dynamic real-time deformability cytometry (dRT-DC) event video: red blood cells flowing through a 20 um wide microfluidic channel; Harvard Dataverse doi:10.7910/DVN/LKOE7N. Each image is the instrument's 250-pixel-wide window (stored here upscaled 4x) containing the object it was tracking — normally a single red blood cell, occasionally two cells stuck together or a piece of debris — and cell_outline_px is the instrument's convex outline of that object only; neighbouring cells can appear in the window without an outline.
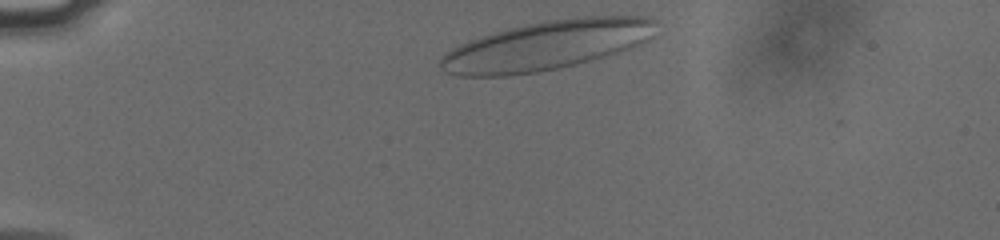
{"species": "human", "species_latin": "Homo sapiens", "temperature_condition": "cold", "stored_images_in_passage": 36, "camera_frame_rate_fps": 3000, "um_per_image_px": 0.085, "donor": {"sex": "male"}, "frame": {"image": 1, "passage_image": 1, "time_ms": 0.0, "image_size_px": [1000, 240], "cell_outline_px": [[656, 20], [652, 36], [640, 44], [616, 52], [576, 64], [540, 72], [508, 76], [460, 76], [444, 72], [440, 68], [440, 56], [452, 48], [460, 44], [480, 36], [508, 28], [548, 20], [584, 16], [648, 16]], "centroid_in_image_um": [46.42, 3.86], "position_along_channel_um": 38.6, "area_um2": 61.61}}
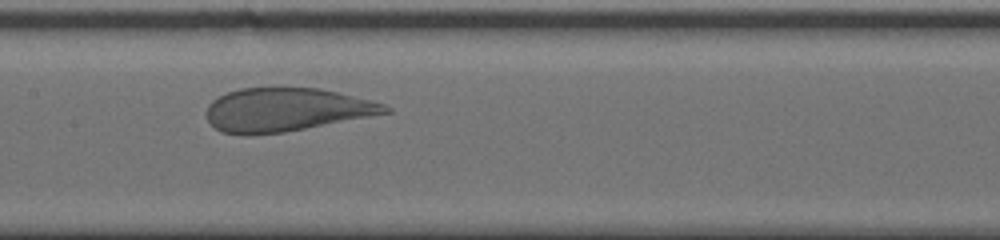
{"frame": {"image": 2, "passage_image": 17, "time_ms": 5.333, "image_size_px": [1000, 240], "cell_outline_px": [[392, 112], [284, 132], [248, 136], [224, 132], [216, 128], [208, 120], [208, 104], [212, 100], [228, 92], [240, 88], [272, 84], [320, 88], [384, 104], [392, 108]], "centroid_in_image_um": [24.29, 9.28], "position_along_channel_um": 183.1, "area_um2": 45.89}}
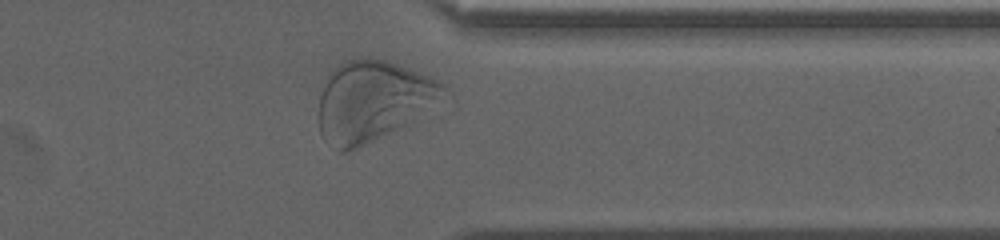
{"frame": {"image": 3, "passage_image": 33, "time_ms": 10.667, "image_size_px": [1000, 240], "cell_outline_px": [[448, 88], [408, 124], [356, 148], [344, 152], [340, 152], [320, 132], [320, 96], [324, 84], [328, 76], [340, 64], [348, 60], [360, 56], [368, 56], [400, 64], [428, 76], [444, 84]], "centroid_in_image_um": [31.64, 8.54], "position_along_channel_um": 379.8, "area_um2": 57.05}}